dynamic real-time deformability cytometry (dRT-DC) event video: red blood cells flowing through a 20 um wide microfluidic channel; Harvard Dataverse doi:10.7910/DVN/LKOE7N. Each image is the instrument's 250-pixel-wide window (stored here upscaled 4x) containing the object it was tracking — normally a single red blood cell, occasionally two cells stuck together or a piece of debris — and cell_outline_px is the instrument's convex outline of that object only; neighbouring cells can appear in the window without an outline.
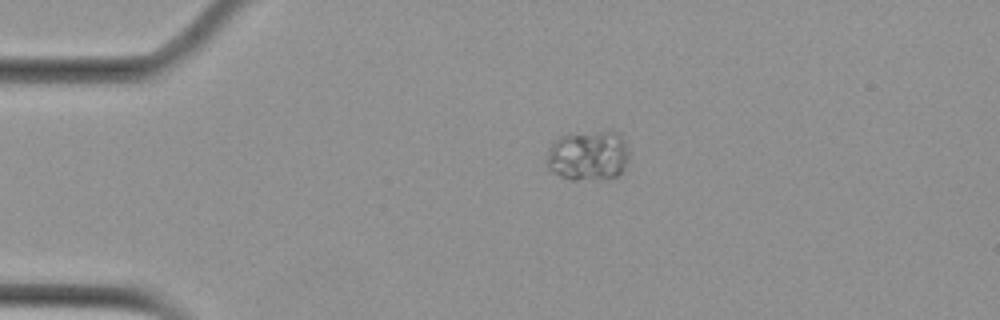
{"species": "Egyptian fruit bat (a non-hibernating species)", "species_latin": "Rousettus aegyptiacus", "temperature_condition": "cold", "stored_images_in_passage": 4, "camera_frame_rate_fps": 3000, "um_per_image_px": 0.085, "animal": {"sex": "female"}, "frame": {"image": 1, "passage_image": 1, "time_ms": 0.0, "image_size_px": [1000, 320], "cell_outline_px": [[628, 164], [616, 176], [576, 180], [572, 180], [560, 176], [552, 172], [548, 168], [548, 148], [560, 136], [612, 128], [620, 132], [628, 148]], "centroid_in_image_um": [50.04, 13.17], "position_along_channel_um": 35.0, "area_um2": 24.28}}
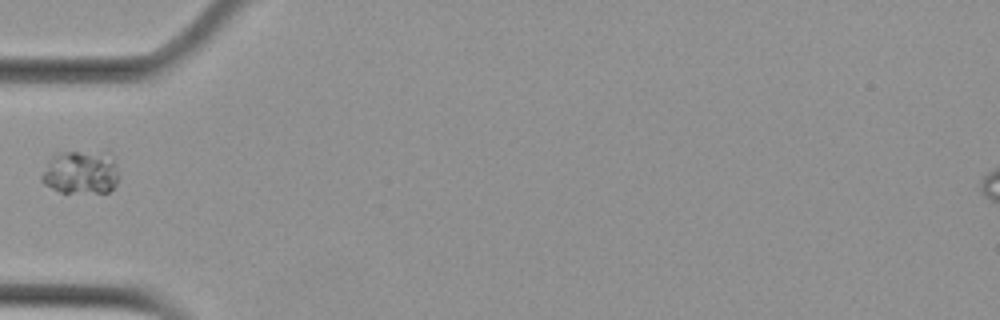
{"frame": {"image": 2, "passage_image": 3, "time_ms": 2.333, "image_size_px": [1000, 320], "cell_outline_px": [[120, 176], [116, 184], [108, 192], [60, 192], [44, 184], [40, 180], [40, 176], [52, 156], [56, 152], [112, 152]], "centroid_in_image_um": [6.9, 14.63], "position_along_channel_um": 78.1, "area_um2": 19.83}}